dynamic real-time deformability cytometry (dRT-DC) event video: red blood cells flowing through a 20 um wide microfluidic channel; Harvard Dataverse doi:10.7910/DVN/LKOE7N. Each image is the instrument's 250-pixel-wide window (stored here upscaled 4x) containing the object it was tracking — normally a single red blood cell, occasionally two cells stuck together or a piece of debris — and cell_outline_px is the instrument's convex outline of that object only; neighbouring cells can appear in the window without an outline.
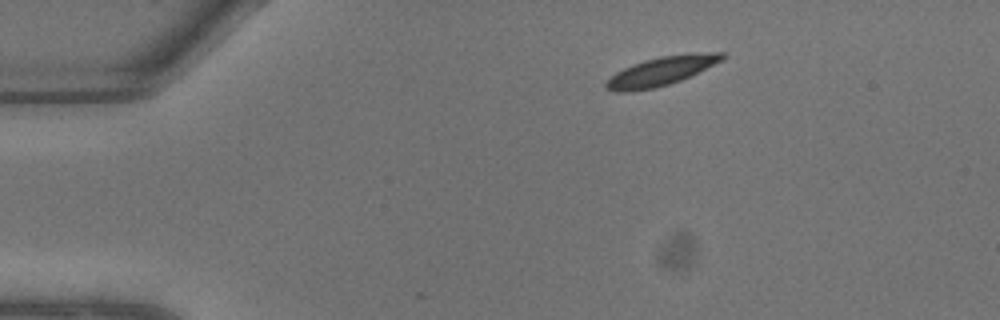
{"species": "common noctule bat (a hibernating species)", "species_latin": "Nyctalus noctula", "temperature_condition": "warm", "stored_images_in_passage": 4, "camera_frame_rate_fps": 3000, "um_per_image_px": 0.085, "animal": {"sex": "male", "body_mass_g": 13.3}, "frame": {"image": 1, "passage_image": 1, "time_ms": 0.0, "image_size_px": [1000, 320], "cell_outline_px": [[724, 56], [720, 60], [680, 80], [668, 84], [652, 88], [628, 92], [616, 92], [604, 88], [604, 84], [616, 72], [632, 64], [644, 60], [660, 56], [692, 52], [724, 52]], "centroid_in_image_um": [56.13, 6.03], "position_along_channel_um": 28.9, "area_um2": 19.13}}